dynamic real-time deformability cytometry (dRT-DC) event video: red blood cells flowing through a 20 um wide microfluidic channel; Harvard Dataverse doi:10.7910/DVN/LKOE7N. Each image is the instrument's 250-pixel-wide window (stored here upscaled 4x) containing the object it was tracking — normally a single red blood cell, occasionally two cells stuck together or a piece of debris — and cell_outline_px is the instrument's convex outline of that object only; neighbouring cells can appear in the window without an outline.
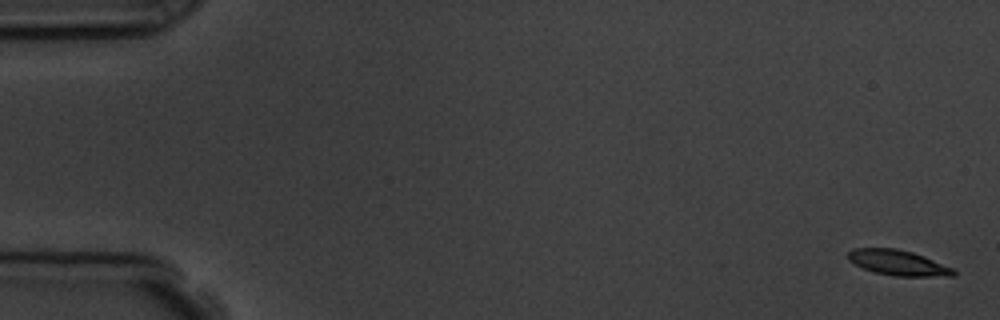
{"species": "common noctule bat (a hibernating species)", "species_latin": "Nyctalus noctula", "temperature_condition": "room temperature", "stored_images_in_passage": 6, "segment_of_instrument_passage": [1, 2], "camera_frame_rate_fps": 3000, "um_per_image_px": 0.085, "animal": {"sex": "male", "body_mass_g": 19.5, "forearm_length_mm": 54.6}, "frame": {"image": 1, "passage_image": 1, "time_ms": 0.0, "image_size_px": [1000, 320], "cell_outline_px": [[956, 276], [896, 276], [876, 272], [864, 268], [848, 260], [848, 252], [852, 248], [896, 248], [912, 252], [924, 256], [956, 268]], "centroid_in_image_um": [76.4, 22.33], "position_along_channel_um": 8.6, "area_um2": 15.61}}